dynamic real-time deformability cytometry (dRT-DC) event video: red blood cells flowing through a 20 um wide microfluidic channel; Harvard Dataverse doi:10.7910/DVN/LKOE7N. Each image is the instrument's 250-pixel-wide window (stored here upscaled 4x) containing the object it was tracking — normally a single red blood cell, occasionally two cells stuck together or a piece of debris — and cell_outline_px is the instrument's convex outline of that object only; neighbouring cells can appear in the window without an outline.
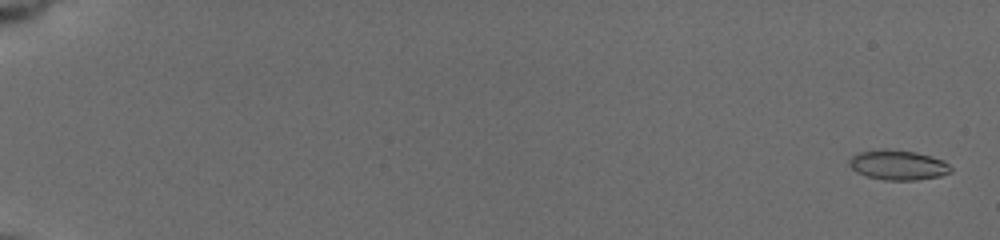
{"species": "common noctule bat (a hibernating species)", "species_latin": "Nyctalus noctula", "temperature_condition": "cold", "stored_images_in_passage": 16, "camera_frame_rate_fps": 3000, "um_per_image_px": 0.085, "animal": {"sex": "female", "body_mass_g": 19.5, "forearm_length_mm": 54.1}, "frame": {"image": 1, "passage_image": 2, "time_ms": 0.333, "image_size_px": [1000, 240], "cell_outline_px": [[952, 172], [940, 176], [916, 180], [884, 180], [868, 176], [856, 172], [848, 164], [848, 160], [852, 156], [860, 152], [884, 148], [916, 152], [932, 156], [944, 160], [952, 168]], "centroid_in_image_um": [76.35, 14.02], "position_along_channel_um": 8.7, "area_um2": 17.8}}